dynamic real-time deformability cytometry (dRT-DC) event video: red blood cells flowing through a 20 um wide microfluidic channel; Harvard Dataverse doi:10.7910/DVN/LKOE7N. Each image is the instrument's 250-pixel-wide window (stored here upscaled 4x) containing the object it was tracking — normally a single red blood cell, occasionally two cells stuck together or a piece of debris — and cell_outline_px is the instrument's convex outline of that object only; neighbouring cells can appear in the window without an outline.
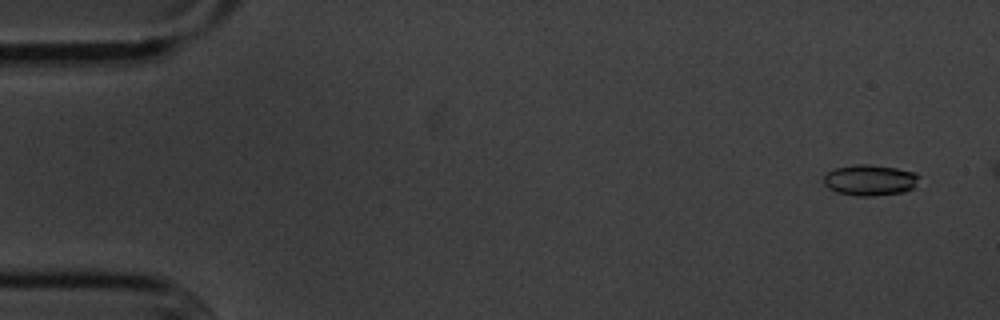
{"species": "common noctule bat (a hibernating species)", "species_latin": "Nyctalus noctula", "temperature_condition": "cold", "stored_images_in_passage": 16, "camera_frame_rate_fps": 3000, "um_per_image_px": 0.085, "animal": {"sex": "male", "body_mass_g": 20.1, "forearm_length_mm": 53.5}, "frame": {"image": 1, "passage_image": 3, "time_ms": 0.667, "image_size_px": [1000, 320], "cell_outline_px": [[920, 176], [916, 188], [904, 192], [872, 196], [856, 196], [836, 192], [828, 188], [824, 184], [824, 176], [828, 172], [836, 168], [852, 164], [872, 164], [896, 168], [912, 172]], "centroid_in_image_um": [73.96, 15.31], "position_along_channel_um": 11.0, "area_um2": 17.4}}